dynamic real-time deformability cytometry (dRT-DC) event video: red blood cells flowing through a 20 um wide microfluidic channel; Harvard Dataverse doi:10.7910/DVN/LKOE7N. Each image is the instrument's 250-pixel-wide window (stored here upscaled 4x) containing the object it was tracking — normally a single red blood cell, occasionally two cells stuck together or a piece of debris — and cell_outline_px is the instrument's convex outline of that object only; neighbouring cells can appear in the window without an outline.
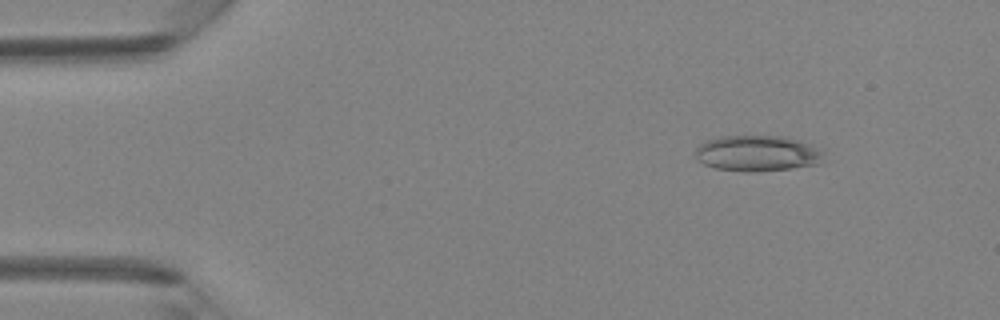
{"species": "Egyptian fruit bat (a non-hibernating species)", "species_latin": "Rousettus aegyptiacus", "temperature_condition": "room temperature", "stored_images_in_passage": 43, "camera_frame_rate_fps": 3000, "um_per_image_px": 0.085, "animal": {"sex": "female"}, "frame": {"image": 1, "passage_image": 6, "time_ms": 1.667, "image_size_px": [1000, 320], "cell_outline_px": [[824, 152], [820, 164], [792, 168], [760, 172], [744, 172], [716, 168], [704, 164], [696, 156], [696, 148], [704, 140], [720, 136], [784, 136], [812, 144]], "centroid_in_image_um": [64.39, 13.03], "position_along_channel_um": 20.6, "area_um2": 27.05}}
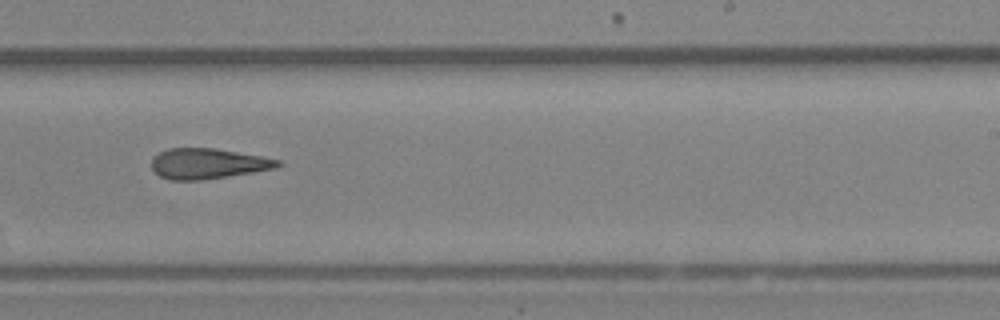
{"frame": {"image": 2, "passage_image": 27, "time_ms": 8.667, "image_size_px": [1000, 320], "cell_outline_px": [[284, 164], [276, 168], [228, 176], [200, 180], [172, 180], [160, 176], [152, 168], [152, 156], [168, 148], [212, 148], [260, 156], [280, 160]], "centroid_in_image_um": [17.66, 13.9], "position_along_channel_um": 271.3, "area_um2": 22.2}}
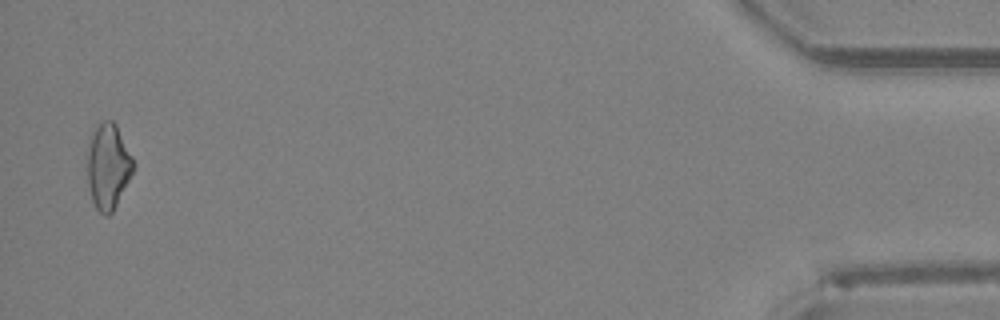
{"frame": {"image": 3, "passage_image": 42, "time_ms": 13.667, "image_size_px": [1000, 320], "cell_outline_px": [[136, 164], [112, 212], [108, 216], [104, 216], [96, 208], [92, 200], [88, 184], [88, 148], [92, 132], [96, 124], [100, 120], [112, 120], [116, 124]], "centroid_in_image_um": [9.18, 14.1], "position_along_channel_um": 426.0, "area_um2": 22.72}}